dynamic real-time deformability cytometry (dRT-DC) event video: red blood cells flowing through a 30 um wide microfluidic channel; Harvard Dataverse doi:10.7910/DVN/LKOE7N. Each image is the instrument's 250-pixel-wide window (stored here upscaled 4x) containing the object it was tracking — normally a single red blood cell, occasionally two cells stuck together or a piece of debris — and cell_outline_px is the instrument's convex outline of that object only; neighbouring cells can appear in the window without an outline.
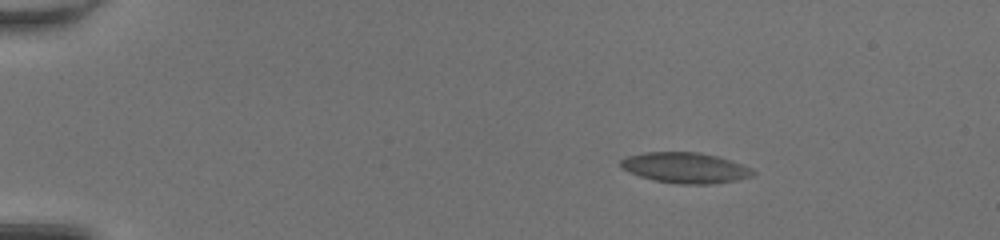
{"species": "common noctule bat (a hibernating species)", "species_latin": "Nyctalus noctula", "temperature_condition": "room temperature", "stored_images_in_passage": 43, "camera_frame_rate_fps": 3000, "um_per_image_px": 0.085, "animal": {"sex": "female", "body_mass_g": 20.0, "forearm_length_mm": 54.0}, "frame": {"image": 1, "passage_image": 1, "time_ms": 0.0, "image_size_px": [1000, 240], "cell_outline_px": [[756, 172], [752, 176], [736, 180], [708, 184], [680, 184], [656, 180], [640, 176], [628, 172], [620, 168], [620, 160], [628, 156], [644, 152], [700, 152], [716, 156], [744, 164], [752, 168]], "centroid_in_image_um": [58.25, 14.25], "position_along_channel_um": 26.7, "area_um2": 23.58}}
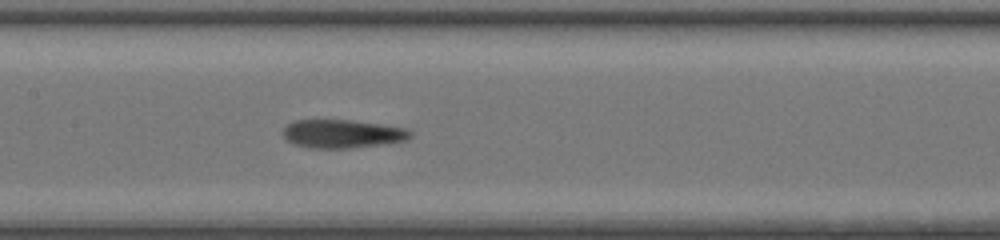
{"frame": {"image": 2, "passage_image": 19, "time_ms": 6.0, "image_size_px": [1000, 240], "cell_outline_px": [[412, 136], [404, 140], [348, 148], [312, 148], [296, 144], [288, 140], [284, 136], [284, 128], [288, 124], [296, 120], [352, 120], [408, 128], [412, 132]], "centroid_in_image_um": [29.11, 11.35], "position_along_channel_um": 178.3, "area_um2": 20.63}}
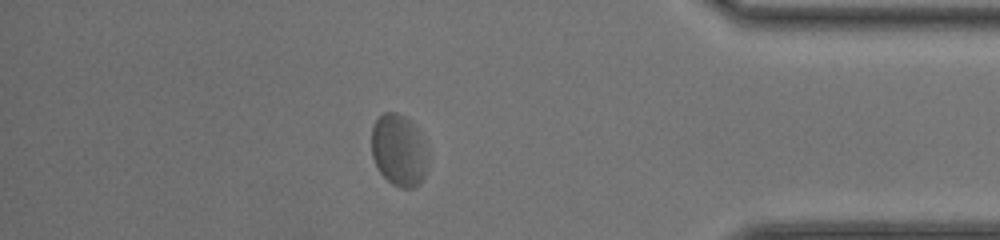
{"frame": {"image": 3, "passage_image": 37, "time_ms": 12.0, "image_size_px": [1000, 240], "cell_outline_px": [[428, 168], [420, 184], [412, 188], [400, 188], [392, 184], [380, 172], [372, 156], [372, 124], [384, 112], [396, 112], [404, 116], [420, 132], [428, 156]], "centroid_in_image_um": [33.92, 12.79], "position_along_channel_um": 401.3, "area_um2": 23.7}, "authors_computed_cell_mechanics": {"area_um2": 22.4264, "velocity_mm_per_s": 4.1713, "shape_relaxation_time_tau1_ms": 4.273, "shape_relaxation_time_tau2_ms": 1.4125, "deformation_change_tau1": 0.1101, "deformation_change_tau2": 0.0753}}